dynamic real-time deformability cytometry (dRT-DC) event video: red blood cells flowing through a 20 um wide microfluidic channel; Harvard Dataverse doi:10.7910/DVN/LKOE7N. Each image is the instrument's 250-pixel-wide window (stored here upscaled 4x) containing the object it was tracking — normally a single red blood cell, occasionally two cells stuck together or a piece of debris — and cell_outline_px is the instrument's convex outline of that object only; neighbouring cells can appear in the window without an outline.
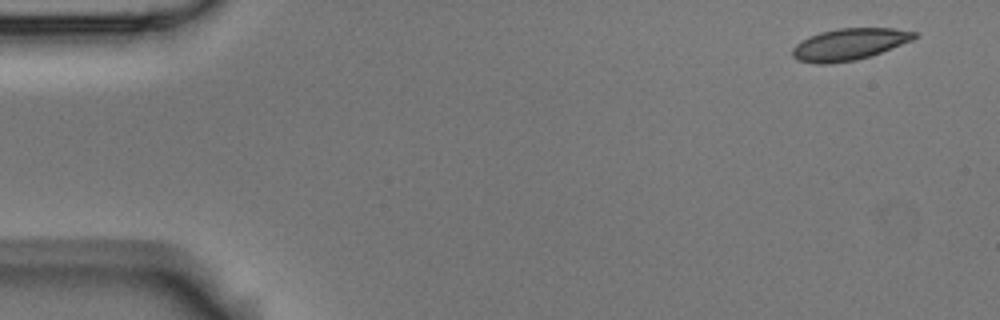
{"species": "Egyptian fruit bat (a non-hibernating species)", "species_latin": "Rousettus aegyptiacus", "temperature_condition": "room temperature", "stored_images_in_passage": 4, "camera_frame_rate_fps": 3000, "um_per_image_px": 0.085, "animal": {"sex": "male"}, "frame": {"image": 1, "passage_image": 1, "time_ms": 0.0, "image_size_px": [1000, 320], "cell_outline_px": [[916, 36], [912, 40], [872, 56], [856, 60], [828, 64], [816, 64], [796, 60], [792, 56], [792, 48], [800, 40], [820, 32], [836, 28], [892, 28], [916, 32]], "centroid_in_image_um": [72.14, 3.77], "position_along_channel_um": 12.9, "area_um2": 22.66}}
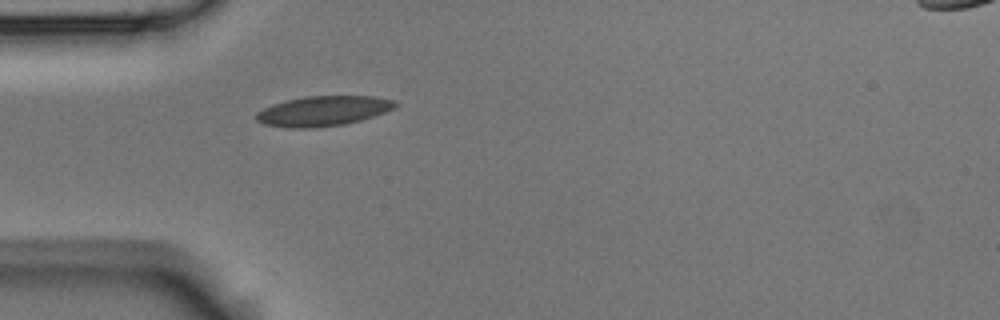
{"frame": {"image": 2, "passage_image": 4, "time_ms": 1.0, "image_size_px": [1000, 320], "cell_outline_px": [[396, 108], [360, 120], [344, 124], [316, 128], [284, 128], [264, 124], [256, 120], [256, 112], [272, 104], [304, 96], [372, 96], [396, 100]], "centroid_in_image_um": [27.44, 9.44], "position_along_channel_um": 57.6, "area_um2": 24.33}}